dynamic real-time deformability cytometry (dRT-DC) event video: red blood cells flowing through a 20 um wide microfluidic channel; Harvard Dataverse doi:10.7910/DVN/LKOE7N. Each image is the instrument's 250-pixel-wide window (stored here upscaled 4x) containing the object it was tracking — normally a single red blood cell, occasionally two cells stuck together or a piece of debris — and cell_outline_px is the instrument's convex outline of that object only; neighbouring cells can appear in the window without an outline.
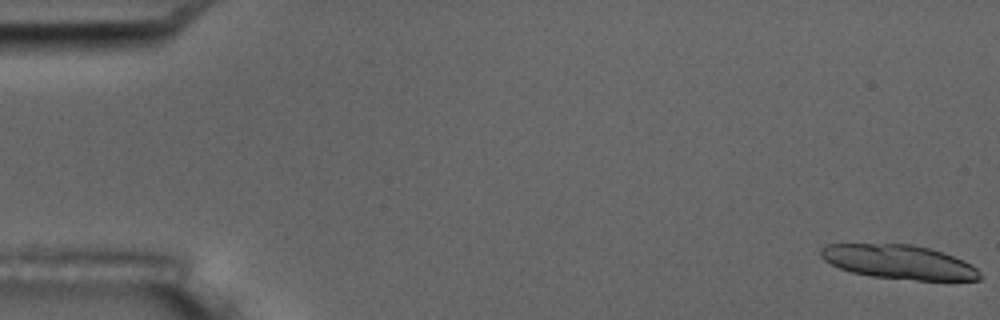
{"species": "common noctule bat (a hibernating species)", "species_latin": "Nyctalus noctula", "temperature_condition": "room temperature", "stored_images_in_passage": 11, "camera_frame_rate_fps": 3000, "um_per_image_px": 0.085, "animal": {"sex": "male", "body_mass_g": 17.5, "forearm_length_mm": 52.3}, "frame": {"image": 1, "passage_image": 1, "time_ms": 0.0, "image_size_px": [1000, 320], "cell_outline_px": [[984, 276], [980, 280], [916, 280], [872, 276], [852, 272], [840, 268], [824, 260], [820, 256], [820, 248], [824, 244], [912, 244], [928, 248], [964, 260], [976, 268]], "centroid_in_image_um": [76.41, 22.27], "position_along_channel_um": 8.6, "area_um2": 31.5}}
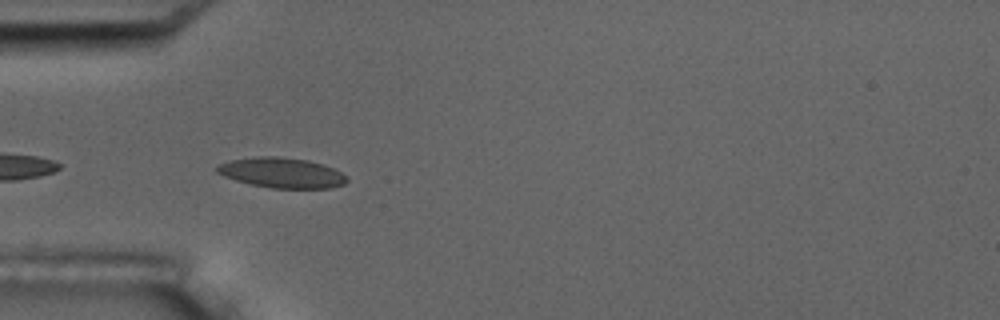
{"frame": {"image": 2, "passage_image": 5, "time_ms": 5.667, "image_size_px": [1000, 320], "cell_outline_px": [[348, 180], [344, 184], [332, 188], [272, 188], [252, 184], [236, 180], [224, 176], [216, 172], [216, 168], [220, 164], [232, 160], [256, 156], [276, 156], [308, 160], [324, 164], [348, 176]], "centroid_in_image_um": [23.99, 14.68], "position_along_channel_um": 61.0, "area_um2": 22.77}}
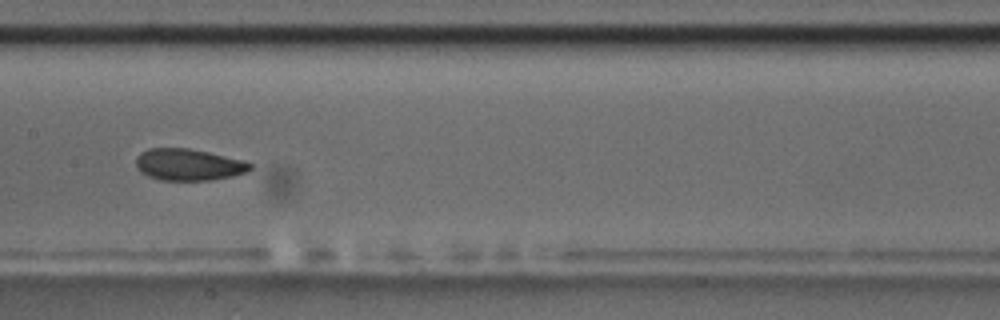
{"frame": {"image": 3, "passage_image": 8, "time_ms": 9.333, "image_size_px": [1000, 320], "cell_outline_px": [[252, 168], [248, 172], [232, 176], [212, 180], [160, 180], [148, 176], [140, 172], [136, 168], [136, 156], [140, 152], [148, 148], [188, 148], [208, 152], [244, 160], [252, 164]], "centroid_in_image_um": [16.01, 13.99], "position_along_channel_um": 191.4, "area_um2": 21.27}}